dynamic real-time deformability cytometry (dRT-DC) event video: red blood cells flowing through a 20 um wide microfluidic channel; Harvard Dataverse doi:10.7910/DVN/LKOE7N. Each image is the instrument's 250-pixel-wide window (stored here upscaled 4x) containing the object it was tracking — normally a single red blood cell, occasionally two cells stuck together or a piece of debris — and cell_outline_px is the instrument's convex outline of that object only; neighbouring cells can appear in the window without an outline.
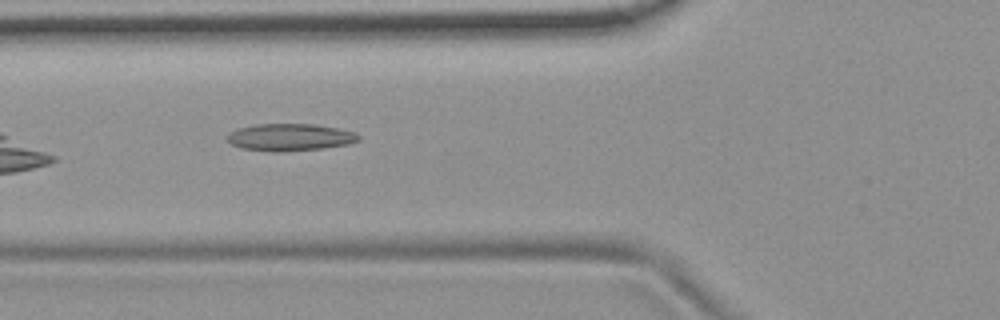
{"species": "common noctule bat (a hibernating species)", "species_latin": "Nyctalus noctula", "temperature_condition": "room temperature", "stored_images_in_passage": 10, "camera_frame_rate_fps": 3000, "um_per_image_px": 0.085, "animal": {"sex": "female", "body_mass_g": 19.9}, "frame": {"image": 1, "passage_image": 7, "time_ms": 6.667, "image_size_px": [1000, 320], "cell_outline_px": [[360, 140], [348, 144], [324, 148], [284, 152], [268, 152], [240, 148], [232, 144], [228, 140], [228, 132], [236, 128], [256, 124], [316, 124], [356, 132], [360, 136]], "centroid_in_image_um": [24.63, 11.67], "position_along_channel_um": 101.2, "area_um2": 21.1}}
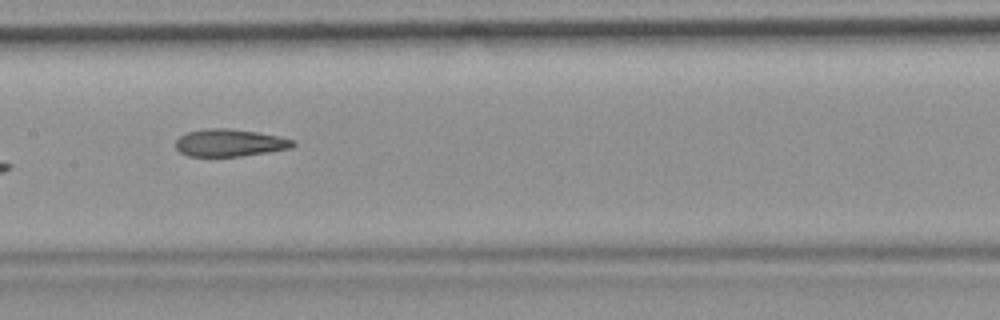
{"frame": {"image": 2, "passage_image": 9, "time_ms": 9.0, "image_size_px": [1000, 320], "cell_outline_px": [[296, 144], [292, 148], [240, 156], [188, 156], [180, 152], [176, 148], [176, 140], [180, 136], [188, 132], [204, 128], [228, 128], [256, 132], [276, 136], [292, 140]], "centroid_in_image_um": [19.49, 12.13], "position_along_channel_um": 187.9, "area_um2": 18.5}}